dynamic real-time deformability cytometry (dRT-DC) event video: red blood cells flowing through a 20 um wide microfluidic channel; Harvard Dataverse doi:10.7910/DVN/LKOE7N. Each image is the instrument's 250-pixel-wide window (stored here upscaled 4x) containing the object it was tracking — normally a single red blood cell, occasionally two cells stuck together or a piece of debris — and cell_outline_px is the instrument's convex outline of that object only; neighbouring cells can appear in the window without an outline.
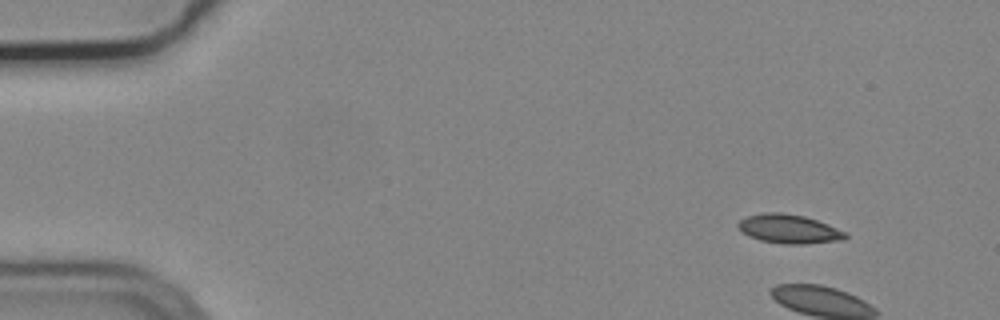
{"species": "common noctule bat (a hibernating species)", "species_latin": "Nyctalus noctula", "temperature_condition": "cold", "stored_images_in_passage": 4, "camera_frame_rate_fps": 3000, "um_per_image_px": 0.085, "animal": {"sex": "male", "body_mass_g": 19.2, "forearm_length_mm": 51.8}, "frame": {"image": 1, "passage_image": 1, "time_ms": 0.0, "image_size_px": [1000, 320], "cell_outline_px": [[848, 236], [844, 240], [804, 244], [784, 244], [760, 240], [748, 236], [736, 224], [740, 220], [748, 216], [764, 212], [780, 212], [804, 216], [828, 224], [844, 232]], "centroid_in_image_um": [67.06, 19.46], "position_along_channel_um": 17.9, "area_um2": 17.98}}
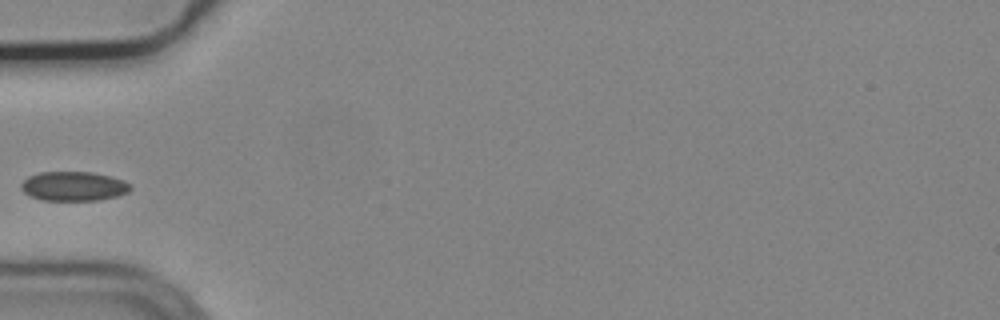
{"frame": {"image": 2, "passage_image": 4, "time_ms": 1.0, "image_size_px": [1000, 320], "cell_outline_px": [[132, 188], [128, 192], [116, 196], [100, 200], [44, 200], [32, 196], [24, 192], [20, 188], [20, 184], [28, 176], [40, 172], [92, 172], [112, 176], [124, 180], [132, 184]], "centroid_in_image_um": [6.29, 15.82], "position_along_channel_um": 78.7, "area_um2": 18.79}}